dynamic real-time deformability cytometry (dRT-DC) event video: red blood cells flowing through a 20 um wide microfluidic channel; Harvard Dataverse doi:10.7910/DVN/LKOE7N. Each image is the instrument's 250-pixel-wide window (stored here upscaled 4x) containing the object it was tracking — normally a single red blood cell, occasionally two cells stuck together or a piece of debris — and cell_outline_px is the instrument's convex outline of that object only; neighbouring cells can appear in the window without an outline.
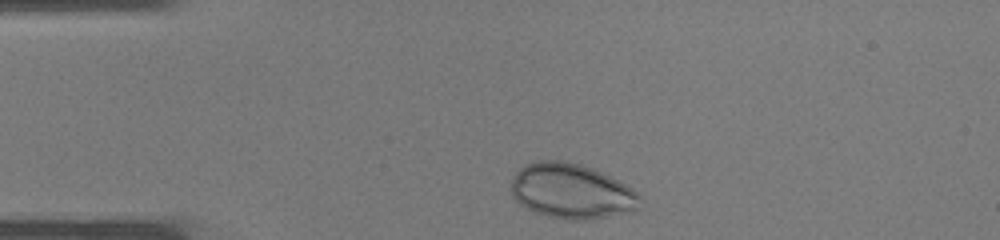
{"species": "common noctule bat (a hibernating species)", "species_latin": "Nyctalus noctula", "temperature_condition": "warm", "stored_images_in_passage": 24, "camera_frame_rate_fps": 3000, "um_per_image_px": 0.085, "animal": {"sex": "male", "body_mass_g": 19.0, "forearm_length_mm": 50.8}, "frame": {"image": 1, "passage_image": 1, "time_ms": 0.0, "image_size_px": [1000, 240], "cell_outline_px": [[640, 208], [632, 212], [584, 220], [568, 220], [548, 216], [532, 212], [520, 204], [512, 196], [512, 180], [516, 172], [524, 164], [532, 160], [564, 160], [580, 164], [592, 168], [620, 180], [640, 192]], "centroid_in_image_um": [48.6, 16.24], "position_along_channel_um": 36.4, "area_um2": 41.96}}
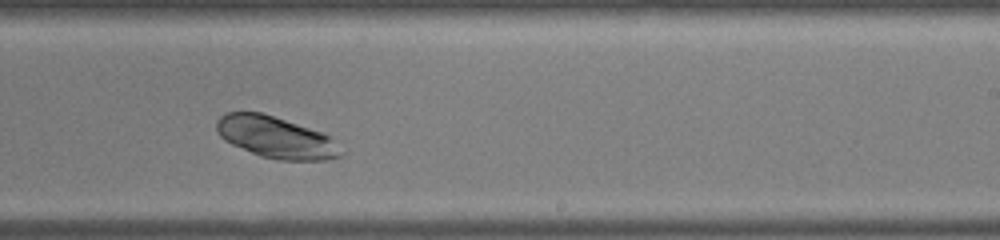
{"frame": {"image": 2, "passage_image": 16, "time_ms": 5.0, "image_size_px": [1000, 240], "cell_outline_px": [[340, 156], [324, 160], [276, 160], [260, 156], [232, 144], [224, 140], [220, 136], [216, 128], [216, 120], [220, 116], [228, 112], [260, 112], [324, 132], [328, 136]], "centroid_in_image_um": [23.35, 11.66], "position_along_channel_um": 265.7, "area_um2": 29.54}}
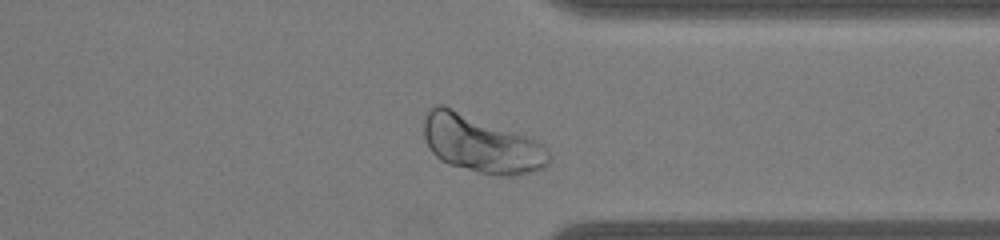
{"frame": {"image": 3, "passage_image": 22, "time_ms": 7.0, "image_size_px": [1000, 240], "cell_outline_px": [[552, 160], [544, 168], [532, 172], [516, 176], [496, 176], [448, 164], [440, 160], [432, 152], [424, 136], [424, 120], [428, 112], [436, 104], [444, 104], [528, 136], [544, 144], [548, 148], [552, 156]], "centroid_in_image_um": [40.96, 12.25], "position_along_channel_um": 370.4, "area_um2": 42.19}}